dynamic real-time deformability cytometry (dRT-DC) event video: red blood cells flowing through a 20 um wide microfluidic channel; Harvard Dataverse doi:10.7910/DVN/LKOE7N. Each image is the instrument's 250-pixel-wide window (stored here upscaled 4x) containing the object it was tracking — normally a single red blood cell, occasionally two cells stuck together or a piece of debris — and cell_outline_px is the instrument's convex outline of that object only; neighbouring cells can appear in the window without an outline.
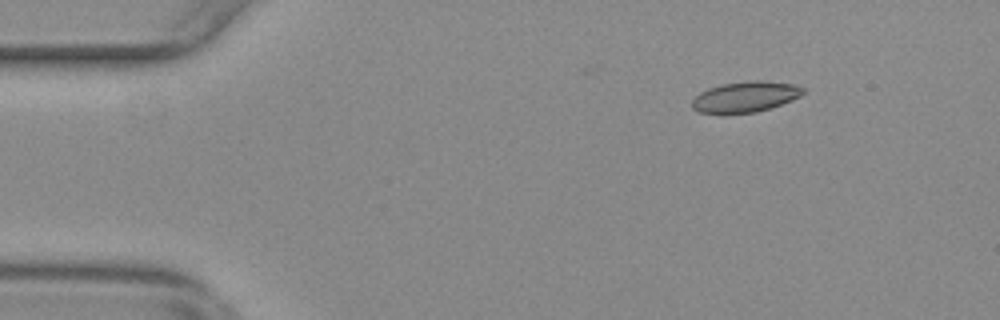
{"species": "common noctule bat (a hibernating species)", "species_latin": "Nyctalus noctula", "temperature_condition": "warm", "stored_images_in_passage": 56, "camera_frame_rate_fps": 3000, "um_per_image_px": 0.085, "animal": {"sex": "female", "body_mass_g": 29.2, "forearm_length_mm": 56.3}, "frame": {"image": 1, "passage_image": 7, "time_ms": 2.0, "image_size_px": [1000, 320], "cell_outline_px": [[804, 92], [800, 96], [792, 100], [756, 112], [724, 116], [700, 112], [692, 108], [692, 100], [700, 92], [708, 88], [724, 84], [748, 80], [760, 80], [792, 84], [804, 88]], "centroid_in_image_um": [63.3, 8.26], "position_along_channel_um": 21.7, "area_um2": 20.17}}
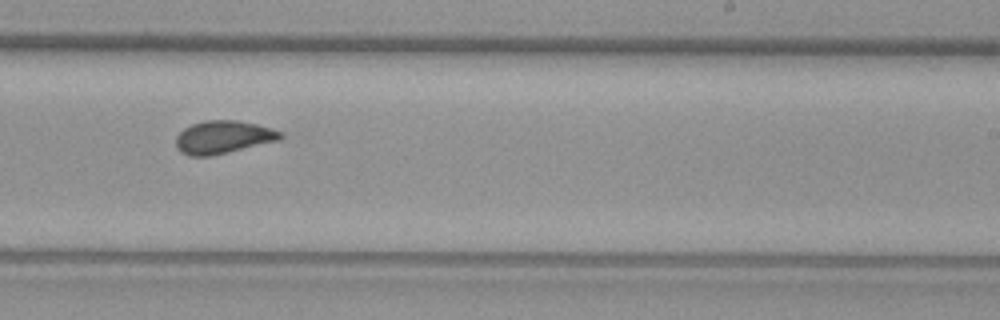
{"frame": {"image": 2, "passage_image": 34, "time_ms": 11.0, "image_size_px": [1000, 320], "cell_outline_px": [[284, 136], [280, 140], [212, 156], [188, 156], [180, 152], [176, 148], [176, 136], [184, 128], [192, 124], [204, 120], [236, 120], [256, 124], [272, 128], [284, 132]], "centroid_in_image_um": [18.98, 11.66], "position_along_channel_um": 270.0, "area_um2": 20.29}}
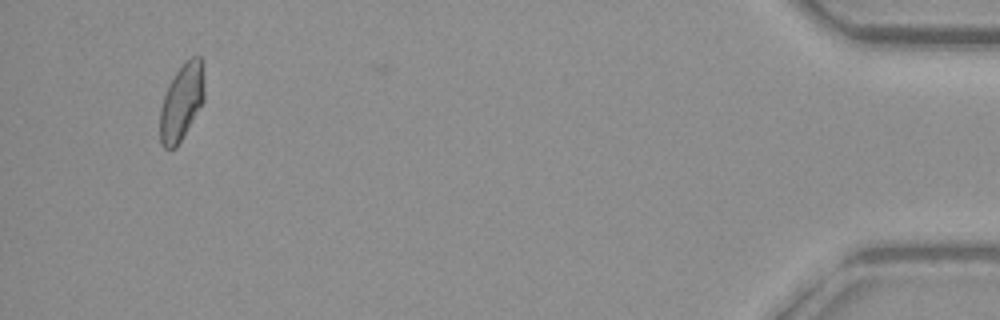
{"frame": {"image": 3, "passage_image": 53, "time_ms": 17.333, "image_size_px": [1000, 320], "cell_outline_px": [[204, 100], [176, 148], [164, 148], [160, 144], [160, 108], [164, 96], [176, 72], [184, 60], [188, 56], [200, 56], [204, 84]], "centroid_in_image_um": [15.43, 8.66], "position_along_channel_um": 419.8, "area_um2": 19.54}, "authors_computed_cell_mechanics": {"area_um2": 19.7965, "velocity_mm_per_s": 3.6718, "shape_relaxation_time_tau1_ms": null, "shape_relaxation_time_tau2_ms": 1.6948, "deformation_change_tau1": null, "deformation_change_tau2": 0.0625}}